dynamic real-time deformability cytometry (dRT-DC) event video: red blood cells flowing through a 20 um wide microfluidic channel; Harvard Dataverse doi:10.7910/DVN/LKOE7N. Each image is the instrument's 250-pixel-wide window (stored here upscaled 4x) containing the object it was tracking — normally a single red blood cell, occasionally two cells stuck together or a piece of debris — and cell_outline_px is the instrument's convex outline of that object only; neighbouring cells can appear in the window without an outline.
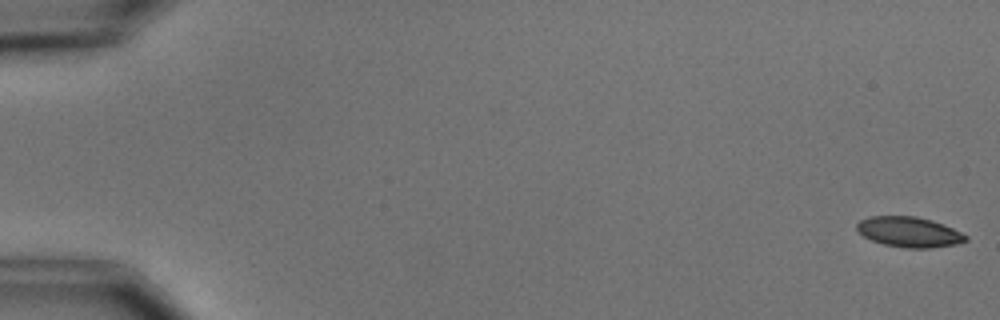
{"species": "common noctule bat (a hibernating species)", "species_latin": "Nyctalus noctula", "temperature_condition": "cold", "stored_images_in_passage": 6, "camera_frame_rate_fps": 3000, "um_per_image_px": 0.085, "animal": {"sex": "male", "body_mass_g": 15.6}, "frame": {"image": 1, "passage_image": 1, "time_ms": 0.0, "image_size_px": [1000, 320], "cell_outline_px": [[968, 240], [956, 244], [928, 248], [908, 248], [884, 244], [872, 240], [864, 236], [856, 228], [856, 224], [860, 220], [868, 216], [916, 216], [932, 220], [944, 224], [968, 236]], "centroid_in_image_um": [77.28, 19.71], "position_along_channel_um": 7.7, "area_um2": 19.13}}
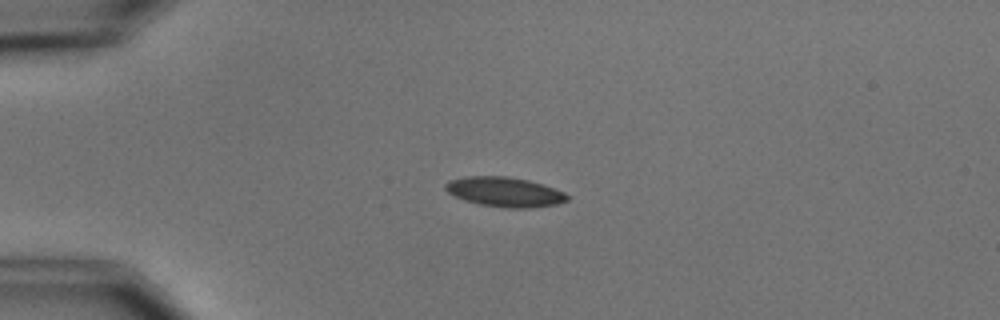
{"frame": {"image": 2, "passage_image": 4, "time_ms": 4.333, "image_size_px": [1000, 320], "cell_outline_px": [[568, 200], [556, 204], [528, 208], [504, 208], [480, 204], [464, 200], [448, 192], [444, 188], [444, 184], [448, 180], [464, 176], [508, 176], [528, 180], [564, 192], [568, 196]], "centroid_in_image_um": [42.85, 16.31], "position_along_channel_um": 42.2, "area_um2": 20.98}}